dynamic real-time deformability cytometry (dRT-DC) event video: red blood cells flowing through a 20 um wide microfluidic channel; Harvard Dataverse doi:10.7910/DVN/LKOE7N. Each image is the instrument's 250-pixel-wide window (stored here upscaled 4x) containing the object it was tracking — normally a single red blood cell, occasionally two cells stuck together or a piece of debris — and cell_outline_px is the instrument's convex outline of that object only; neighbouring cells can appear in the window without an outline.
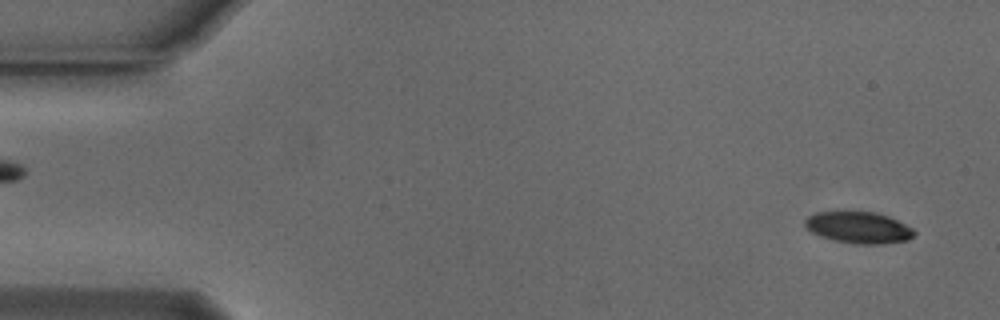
{"species": "Egyptian fruit bat (a non-hibernating species)", "species_latin": "Rousettus aegyptiacus", "temperature_condition": "cold", "stored_images_in_passage": 53, "camera_frame_rate_fps": 3000, "um_per_image_px": 0.085, "animal": {"sex": "male"}, "frame": {"image": 1, "passage_image": 2, "time_ms": 0.333, "image_size_px": [1000, 320], "cell_outline_px": [[916, 232], [908, 240], [884, 244], [856, 244], [832, 240], [820, 236], [812, 232], [804, 224], [804, 220], [808, 216], [816, 212], [840, 208], [844, 208], [876, 212], [888, 216], [912, 228]], "centroid_in_image_um": [72.92, 19.28], "position_along_channel_um": 12.1, "area_um2": 20.92}}
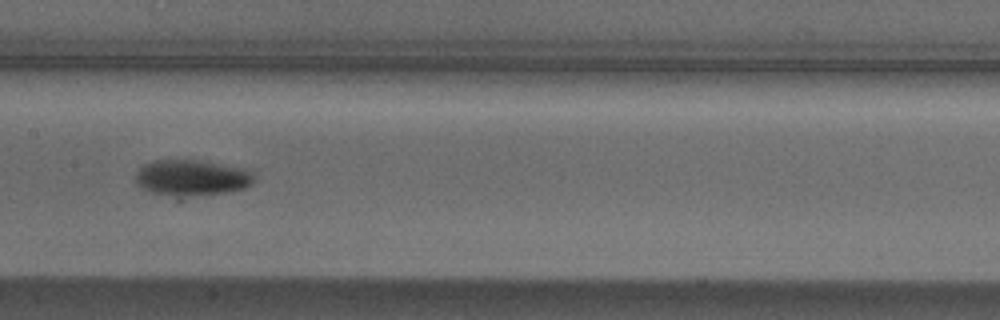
{"frame": {"image": 2, "passage_image": 26, "time_ms": 8.333, "image_size_px": [1000, 320], "cell_outline_px": [[256, 180], [252, 184], [244, 188], [228, 192], [192, 196], [188, 196], [152, 192], [136, 184], [136, 172], [144, 164], [152, 160], [196, 160], [244, 168]], "centroid_in_image_um": [16.29, 15.1], "position_along_channel_um": 191.1, "area_um2": 24.39}}
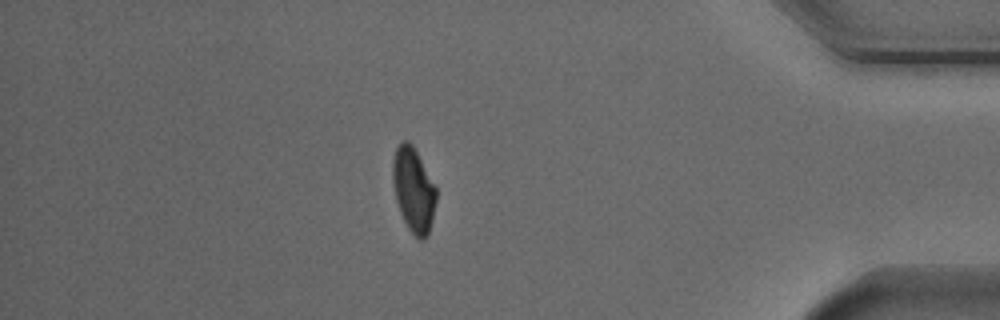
{"frame": {"image": 3, "passage_image": 46, "time_ms": 15.0, "image_size_px": [1000, 320], "cell_outline_px": [[436, 200], [432, 220], [428, 232], [424, 240], [420, 240], [408, 228], [400, 212], [396, 200], [392, 180], [392, 160], [396, 148], [400, 140], [408, 140], [412, 144], [436, 188]], "centroid_in_image_um": [35.12, 16.1], "position_along_channel_um": 400.1, "area_um2": 21.21}, "authors_computed_cell_mechanics": {"area_um2": 22.0796, "velocity_mm_per_s": 3.7614, "shape_relaxation_time_tau1_ms": 2.8436, "shape_relaxation_time_tau2_ms": null, "deformation_change_tau1": 0.1327, "deformation_change_tau2": null}}